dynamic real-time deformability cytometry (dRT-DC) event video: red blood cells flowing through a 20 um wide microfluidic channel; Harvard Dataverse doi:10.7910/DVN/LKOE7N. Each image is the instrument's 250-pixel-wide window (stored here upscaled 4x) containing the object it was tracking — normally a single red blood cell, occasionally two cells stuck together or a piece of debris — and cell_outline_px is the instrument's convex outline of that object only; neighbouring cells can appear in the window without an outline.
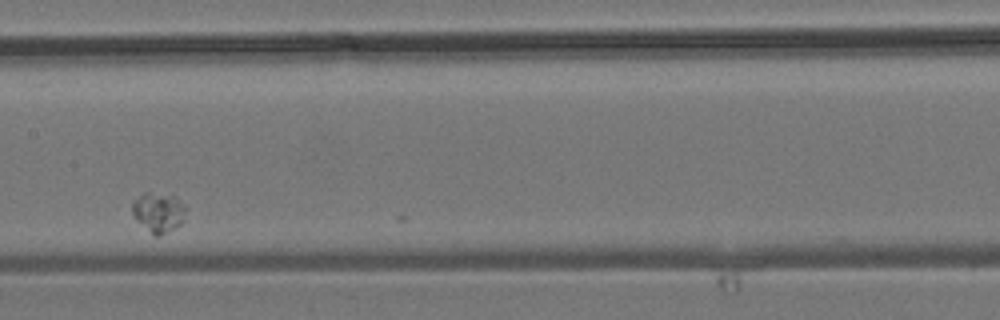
{"species": "common noctule bat (a hibernating species)", "species_latin": "Nyctalus noctula", "temperature_condition": "room temperature", "stored_images_in_passage": 6, "camera_frame_rate_fps": 3000, "um_per_image_px": 0.085, "animal": {"sex": "male", "body_mass_g": 19.2, "forearm_length_mm": 51.8}, "frame": {"image": 1, "passage_image": 4, "time_ms": 3.333, "image_size_px": [1000, 320], "cell_outline_px": [[188, 208], [184, 220], [180, 224], [160, 236], [152, 236], [136, 220], [132, 212], [132, 200], [144, 192], [148, 192], [172, 196]], "centroid_in_image_um": [13.45, 18.07], "position_along_channel_um": 194.0, "area_um2": 12.54}}
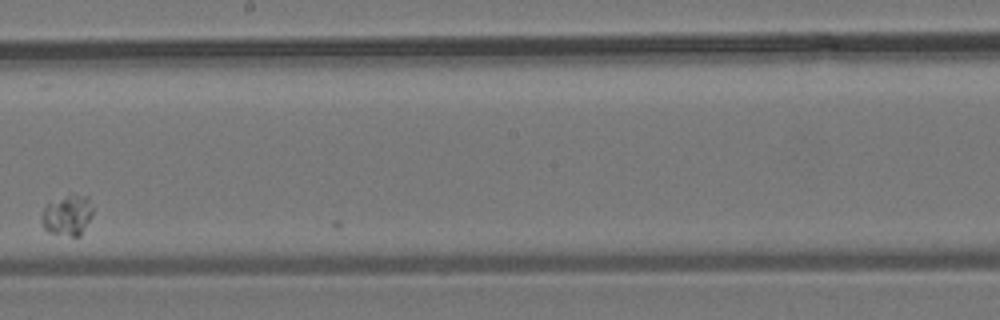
{"frame": {"image": 2, "passage_image": 5, "time_ms": 4.667, "image_size_px": [1000, 320], "cell_outline_px": [[92, 216], [80, 236], [72, 236], [48, 232], [40, 224], [40, 220], [44, 208], [48, 204], [68, 192], [88, 196], [92, 208]], "centroid_in_image_um": [5.72, 18.26], "position_along_channel_um": 242.5, "area_um2": 12.37}}